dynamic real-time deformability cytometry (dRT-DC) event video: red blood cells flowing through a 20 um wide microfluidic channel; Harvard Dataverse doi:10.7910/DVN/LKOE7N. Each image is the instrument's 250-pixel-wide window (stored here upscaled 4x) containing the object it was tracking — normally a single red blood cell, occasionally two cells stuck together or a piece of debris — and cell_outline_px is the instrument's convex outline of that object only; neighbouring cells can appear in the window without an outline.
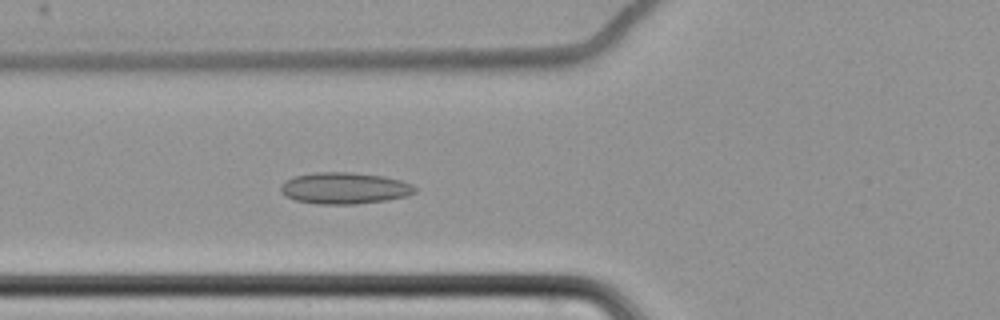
{"species": "common noctule bat (a hibernating species)", "species_latin": "Nyctalus noctula", "temperature_condition": "cold", "stored_images_in_passage": 65, "camera_frame_rate_fps": 3000, "um_per_image_px": 0.085, "animal": {"sex": "female", "body_mass_g": 22.7, "forearm_length_mm": 54.2}, "frame": {"image": 1, "passage_image": 28, "time_ms": 9.0, "image_size_px": [1000, 320], "cell_outline_px": [[416, 192], [408, 196], [388, 200], [356, 204], [316, 204], [296, 200], [284, 196], [280, 192], [280, 184], [284, 180], [296, 176], [316, 172], [352, 172], [384, 176], [400, 180], [412, 184], [416, 188]], "centroid_in_image_um": [29.27, 16.0], "position_along_channel_um": 96.5, "area_um2": 24.91}}
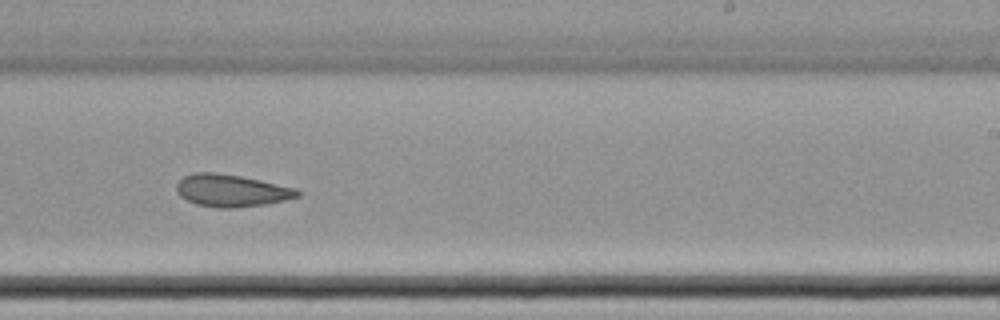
{"frame": {"image": 2, "passage_image": 43, "time_ms": 14.0, "image_size_px": [1000, 320], "cell_outline_px": [[304, 192], [300, 196], [284, 200], [264, 204], [232, 208], [216, 208], [196, 204], [180, 196], [176, 192], [176, 184], [184, 176], [192, 172], [216, 172], [240, 176], [260, 180], [296, 188]], "centroid_in_image_um": [19.67, 16.19], "position_along_channel_um": 269.3, "area_um2": 22.83}}
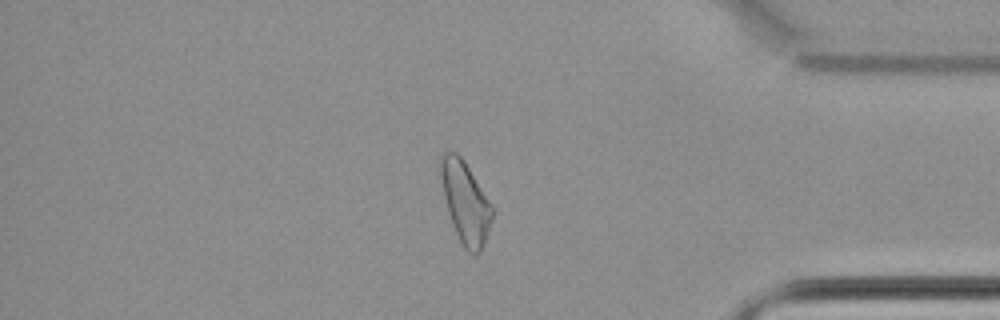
{"frame": {"image": 3, "passage_image": 56, "time_ms": 18.333, "image_size_px": [1000, 320], "cell_outline_px": [[496, 212], [480, 252], [476, 256], [472, 256], [464, 248], [452, 224], [448, 212], [444, 196], [440, 176], [440, 156], [444, 152], [456, 152], [464, 160]], "centroid_in_image_um": [39.57, 17.22], "position_along_channel_um": 395.6, "area_um2": 24.51}}